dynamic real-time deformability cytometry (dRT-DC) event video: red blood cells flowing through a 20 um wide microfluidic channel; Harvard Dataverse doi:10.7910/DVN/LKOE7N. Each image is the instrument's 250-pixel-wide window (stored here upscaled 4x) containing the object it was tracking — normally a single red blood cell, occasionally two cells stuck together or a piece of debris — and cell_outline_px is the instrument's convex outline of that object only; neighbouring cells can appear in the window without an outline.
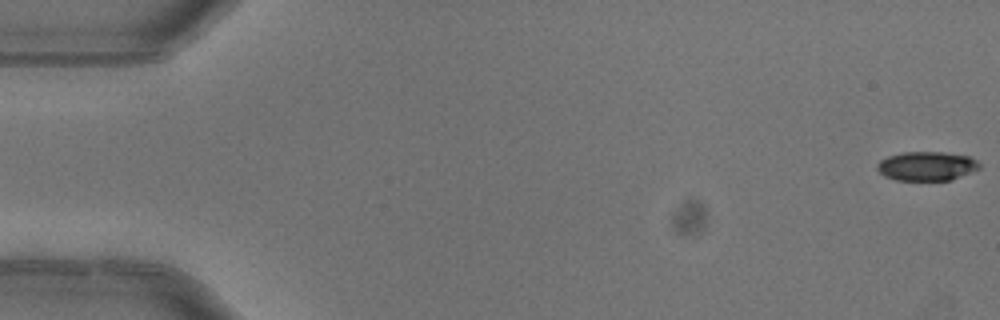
{"species": "common noctule bat (a hibernating species)", "species_latin": "Nyctalus noctula", "temperature_condition": "warm", "stored_images_in_passage": 4, "camera_frame_rate_fps": 3000, "um_per_image_px": 0.085, "animal": {"sex": "female"}, "frame": {"image": 1, "passage_image": 1, "time_ms": 0.0, "image_size_px": [1000, 320], "cell_outline_px": [[980, 168], [952, 180], [896, 180], [884, 176], [876, 168], [876, 164], [880, 160], [888, 156], [904, 152], [944, 152], [968, 156], [976, 160], [980, 164]], "centroid_in_image_um": [78.76, 14.12], "position_along_channel_um": 6.2, "area_um2": 17.34}}